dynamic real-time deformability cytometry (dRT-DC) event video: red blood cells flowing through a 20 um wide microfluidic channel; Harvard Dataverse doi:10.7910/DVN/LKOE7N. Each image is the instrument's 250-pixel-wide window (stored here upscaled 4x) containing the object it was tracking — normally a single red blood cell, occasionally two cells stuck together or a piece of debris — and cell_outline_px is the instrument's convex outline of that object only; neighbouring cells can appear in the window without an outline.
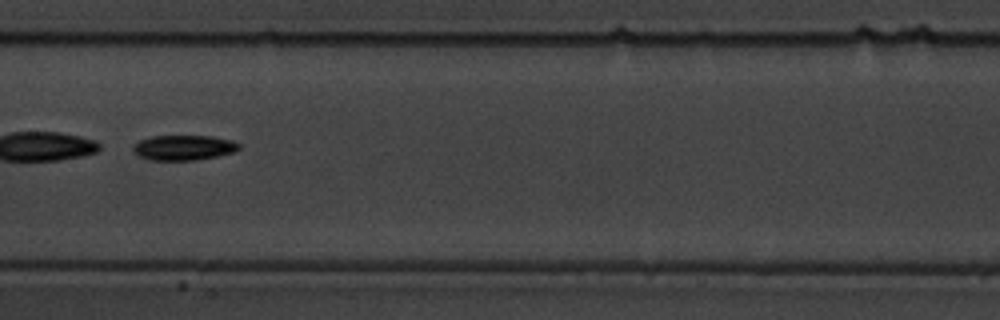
{"species": "common noctule bat (a hibernating species)", "species_latin": "Nyctalus noctula", "temperature_condition": "warm", "stored_images_in_passage": 56, "segment_of_instrument_passage": [2, 2], "camera_frame_rate_fps": 3000, "um_per_image_px": 0.085, "animal": {"sex": "male", "body_mass_g": 19.5, "forearm_length_mm": 54.6}, "frame": {"image": 1, "passage_image": 29, "time_ms": 9.333, "image_size_px": [1000, 320], "cell_outline_px": [[240, 148], [232, 152], [216, 156], [196, 160], [148, 160], [132, 152], [132, 144], [140, 140], [152, 136], [212, 136], [232, 140], [240, 144]], "centroid_in_image_um": [15.57, 12.54], "position_along_channel_um": 191.8, "area_um2": 15.55}}